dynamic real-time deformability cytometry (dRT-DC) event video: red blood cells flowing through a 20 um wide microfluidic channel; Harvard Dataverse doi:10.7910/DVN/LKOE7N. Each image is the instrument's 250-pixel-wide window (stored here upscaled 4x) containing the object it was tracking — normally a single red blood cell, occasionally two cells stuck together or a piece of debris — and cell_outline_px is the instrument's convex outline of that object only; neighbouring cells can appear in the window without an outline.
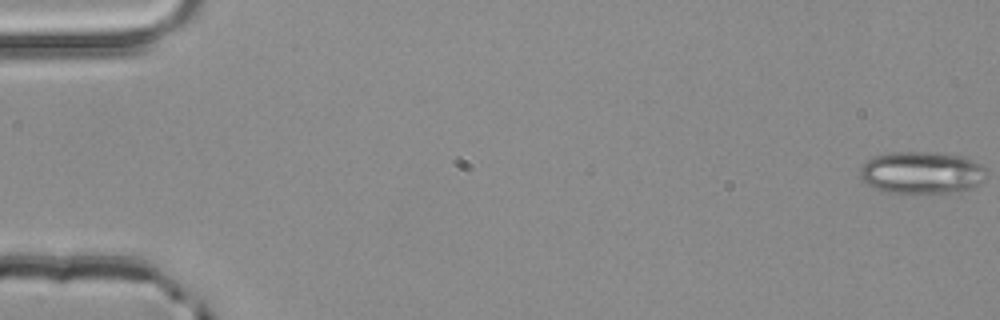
{"species": "common noctule bat (a hibernating species)", "species_latin": "Nyctalus noctula", "temperature_condition": "room temperature", "stored_images_in_passage": 4, "camera_frame_rate_fps": 3000, "um_per_image_px": 0.085, "animal": {"sex": "male", "body_mass_g": 20.4}, "frame": {"image": 1, "passage_image": 1, "time_ms": 0.0, "image_size_px": [1000, 320], "cell_outline_px": [[984, 168], [980, 180], [972, 188], [960, 192], [888, 192], [864, 184], [860, 176], [860, 168], [872, 156], [888, 152], [936, 152], [964, 156], [980, 164]], "centroid_in_image_um": [78.28, 14.65], "position_along_channel_um": 6.7, "area_um2": 30.81}}